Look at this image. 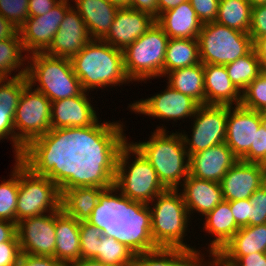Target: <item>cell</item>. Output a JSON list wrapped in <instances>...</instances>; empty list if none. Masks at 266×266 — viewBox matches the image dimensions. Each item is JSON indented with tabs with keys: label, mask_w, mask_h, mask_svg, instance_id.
<instances>
[{
	"label": "cell",
	"mask_w": 266,
	"mask_h": 266,
	"mask_svg": "<svg viewBox=\"0 0 266 266\" xmlns=\"http://www.w3.org/2000/svg\"><path fill=\"white\" fill-rule=\"evenodd\" d=\"M60 0H29V17L48 13Z\"/></svg>",
	"instance_id": "49"
},
{
	"label": "cell",
	"mask_w": 266,
	"mask_h": 266,
	"mask_svg": "<svg viewBox=\"0 0 266 266\" xmlns=\"http://www.w3.org/2000/svg\"><path fill=\"white\" fill-rule=\"evenodd\" d=\"M186 0H157L158 4V15L173 9L177 6H179L181 3L185 2Z\"/></svg>",
	"instance_id": "54"
},
{
	"label": "cell",
	"mask_w": 266,
	"mask_h": 266,
	"mask_svg": "<svg viewBox=\"0 0 266 266\" xmlns=\"http://www.w3.org/2000/svg\"><path fill=\"white\" fill-rule=\"evenodd\" d=\"M79 158L74 155L19 158L16 224L61 209L64 174Z\"/></svg>",
	"instance_id": "3"
},
{
	"label": "cell",
	"mask_w": 266,
	"mask_h": 266,
	"mask_svg": "<svg viewBox=\"0 0 266 266\" xmlns=\"http://www.w3.org/2000/svg\"><path fill=\"white\" fill-rule=\"evenodd\" d=\"M251 208V226L266 224V184L258 188L249 198Z\"/></svg>",
	"instance_id": "41"
},
{
	"label": "cell",
	"mask_w": 266,
	"mask_h": 266,
	"mask_svg": "<svg viewBox=\"0 0 266 266\" xmlns=\"http://www.w3.org/2000/svg\"><path fill=\"white\" fill-rule=\"evenodd\" d=\"M208 258V261H203L199 266H222L213 256ZM210 261V262H209Z\"/></svg>",
	"instance_id": "57"
},
{
	"label": "cell",
	"mask_w": 266,
	"mask_h": 266,
	"mask_svg": "<svg viewBox=\"0 0 266 266\" xmlns=\"http://www.w3.org/2000/svg\"><path fill=\"white\" fill-rule=\"evenodd\" d=\"M70 60L83 91L121 87L131 82L125 72L123 51L103 40L91 39Z\"/></svg>",
	"instance_id": "7"
},
{
	"label": "cell",
	"mask_w": 266,
	"mask_h": 266,
	"mask_svg": "<svg viewBox=\"0 0 266 266\" xmlns=\"http://www.w3.org/2000/svg\"><path fill=\"white\" fill-rule=\"evenodd\" d=\"M150 203L135 216L140 244L147 247L195 248L184 243L191 216L180 190L166 189Z\"/></svg>",
	"instance_id": "5"
},
{
	"label": "cell",
	"mask_w": 266,
	"mask_h": 266,
	"mask_svg": "<svg viewBox=\"0 0 266 266\" xmlns=\"http://www.w3.org/2000/svg\"><path fill=\"white\" fill-rule=\"evenodd\" d=\"M226 201L249 199L265 184L264 166L261 163L238 160L223 176L221 182Z\"/></svg>",
	"instance_id": "18"
},
{
	"label": "cell",
	"mask_w": 266,
	"mask_h": 266,
	"mask_svg": "<svg viewBox=\"0 0 266 266\" xmlns=\"http://www.w3.org/2000/svg\"><path fill=\"white\" fill-rule=\"evenodd\" d=\"M27 63L28 83L51 102L75 97L83 91L69 58L38 52L29 54Z\"/></svg>",
	"instance_id": "9"
},
{
	"label": "cell",
	"mask_w": 266,
	"mask_h": 266,
	"mask_svg": "<svg viewBox=\"0 0 266 266\" xmlns=\"http://www.w3.org/2000/svg\"><path fill=\"white\" fill-rule=\"evenodd\" d=\"M155 22L169 38L197 39L203 26L189 0L159 14Z\"/></svg>",
	"instance_id": "25"
},
{
	"label": "cell",
	"mask_w": 266,
	"mask_h": 266,
	"mask_svg": "<svg viewBox=\"0 0 266 266\" xmlns=\"http://www.w3.org/2000/svg\"><path fill=\"white\" fill-rule=\"evenodd\" d=\"M252 6L247 0H219L216 22L244 33L249 32Z\"/></svg>",
	"instance_id": "34"
},
{
	"label": "cell",
	"mask_w": 266,
	"mask_h": 266,
	"mask_svg": "<svg viewBox=\"0 0 266 266\" xmlns=\"http://www.w3.org/2000/svg\"><path fill=\"white\" fill-rule=\"evenodd\" d=\"M64 266H108V265L91 258H80L76 261L69 262Z\"/></svg>",
	"instance_id": "55"
},
{
	"label": "cell",
	"mask_w": 266,
	"mask_h": 266,
	"mask_svg": "<svg viewBox=\"0 0 266 266\" xmlns=\"http://www.w3.org/2000/svg\"><path fill=\"white\" fill-rule=\"evenodd\" d=\"M25 76L0 79V104L5 107H17L23 89L28 85Z\"/></svg>",
	"instance_id": "38"
},
{
	"label": "cell",
	"mask_w": 266,
	"mask_h": 266,
	"mask_svg": "<svg viewBox=\"0 0 266 266\" xmlns=\"http://www.w3.org/2000/svg\"><path fill=\"white\" fill-rule=\"evenodd\" d=\"M196 248H165L140 245L135 254L134 266H199L206 260Z\"/></svg>",
	"instance_id": "23"
},
{
	"label": "cell",
	"mask_w": 266,
	"mask_h": 266,
	"mask_svg": "<svg viewBox=\"0 0 266 266\" xmlns=\"http://www.w3.org/2000/svg\"><path fill=\"white\" fill-rule=\"evenodd\" d=\"M9 240H18L17 224L0 219V243Z\"/></svg>",
	"instance_id": "51"
},
{
	"label": "cell",
	"mask_w": 266,
	"mask_h": 266,
	"mask_svg": "<svg viewBox=\"0 0 266 266\" xmlns=\"http://www.w3.org/2000/svg\"><path fill=\"white\" fill-rule=\"evenodd\" d=\"M124 126L120 120L119 131L94 158L110 175L113 210L121 216H136L166 188L153 166L128 140Z\"/></svg>",
	"instance_id": "1"
},
{
	"label": "cell",
	"mask_w": 266,
	"mask_h": 266,
	"mask_svg": "<svg viewBox=\"0 0 266 266\" xmlns=\"http://www.w3.org/2000/svg\"><path fill=\"white\" fill-rule=\"evenodd\" d=\"M7 180L0 183V219L16 223V207L19 188V158Z\"/></svg>",
	"instance_id": "36"
},
{
	"label": "cell",
	"mask_w": 266,
	"mask_h": 266,
	"mask_svg": "<svg viewBox=\"0 0 266 266\" xmlns=\"http://www.w3.org/2000/svg\"><path fill=\"white\" fill-rule=\"evenodd\" d=\"M225 68L230 80L241 93L262 71L254 49L235 61L226 64Z\"/></svg>",
	"instance_id": "35"
},
{
	"label": "cell",
	"mask_w": 266,
	"mask_h": 266,
	"mask_svg": "<svg viewBox=\"0 0 266 266\" xmlns=\"http://www.w3.org/2000/svg\"><path fill=\"white\" fill-rule=\"evenodd\" d=\"M89 93L52 102L51 156L95 157L119 131V121H99Z\"/></svg>",
	"instance_id": "2"
},
{
	"label": "cell",
	"mask_w": 266,
	"mask_h": 266,
	"mask_svg": "<svg viewBox=\"0 0 266 266\" xmlns=\"http://www.w3.org/2000/svg\"><path fill=\"white\" fill-rule=\"evenodd\" d=\"M20 254L19 240L0 243V266H15Z\"/></svg>",
	"instance_id": "47"
},
{
	"label": "cell",
	"mask_w": 266,
	"mask_h": 266,
	"mask_svg": "<svg viewBox=\"0 0 266 266\" xmlns=\"http://www.w3.org/2000/svg\"><path fill=\"white\" fill-rule=\"evenodd\" d=\"M140 245L135 216H121L99 238L97 256L94 259L108 266H134L135 254Z\"/></svg>",
	"instance_id": "12"
},
{
	"label": "cell",
	"mask_w": 266,
	"mask_h": 266,
	"mask_svg": "<svg viewBox=\"0 0 266 266\" xmlns=\"http://www.w3.org/2000/svg\"><path fill=\"white\" fill-rule=\"evenodd\" d=\"M264 166V173H265V179H266V161L263 163Z\"/></svg>",
	"instance_id": "59"
},
{
	"label": "cell",
	"mask_w": 266,
	"mask_h": 266,
	"mask_svg": "<svg viewBox=\"0 0 266 266\" xmlns=\"http://www.w3.org/2000/svg\"><path fill=\"white\" fill-rule=\"evenodd\" d=\"M228 106L200 105L191 118L192 135L181 131L189 157L226 140ZM187 133V134H186ZM191 136V138H190Z\"/></svg>",
	"instance_id": "13"
},
{
	"label": "cell",
	"mask_w": 266,
	"mask_h": 266,
	"mask_svg": "<svg viewBox=\"0 0 266 266\" xmlns=\"http://www.w3.org/2000/svg\"><path fill=\"white\" fill-rule=\"evenodd\" d=\"M29 0H0V15L19 28L29 17Z\"/></svg>",
	"instance_id": "39"
},
{
	"label": "cell",
	"mask_w": 266,
	"mask_h": 266,
	"mask_svg": "<svg viewBox=\"0 0 266 266\" xmlns=\"http://www.w3.org/2000/svg\"><path fill=\"white\" fill-rule=\"evenodd\" d=\"M204 217L202 228L209 233L208 235L212 234L211 236L214 237L209 241L210 244L206 243L208 257H211L215 256L240 228L230 209V201L223 200Z\"/></svg>",
	"instance_id": "26"
},
{
	"label": "cell",
	"mask_w": 266,
	"mask_h": 266,
	"mask_svg": "<svg viewBox=\"0 0 266 266\" xmlns=\"http://www.w3.org/2000/svg\"><path fill=\"white\" fill-rule=\"evenodd\" d=\"M51 106L30 84L23 89L14 114V158L51 156Z\"/></svg>",
	"instance_id": "6"
},
{
	"label": "cell",
	"mask_w": 266,
	"mask_h": 266,
	"mask_svg": "<svg viewBox=\"0 0 266 266\" xmlns=\"http://www.w3.org/2000/svg\"><path fill=\"white\" fill-rule=\"evenodd\" d=\"M205 105H240L242 93L228 76L225 65L203 64Z\"/></svg>",
	"instance_id": "24"
},
{
	"label": "cell",
	"mask_w": 266,
	"mask_h": 266,
	"mask_svg": "<svg viewBox=\"0 0 266 266\" xmlns=\"http://www.w3.org/2000/svg\"><path fill=\"white\" fill-rule=\"evenodd\" d=\"M91 40L86 24L72 6L65 14L46 54L71 59Z\"/></svg>",
	"instance_id": "19"
},
{
	"label": "cell",
	"mask_w": 266,
	"mask_h": 266,
	"mask_svg": "<svg viewBox=\"0 0 266 266\" xmlns=\"http://www.w3.org/2000/svg\"><path fill=\"white\" fill-rule=\"evenodd\" d=\"M21 253L54 257L56 247L55 211L17 223Z\"/></svg>",
	"instance_id": "16"
},
{
	"label": "cell",
	"mask_w": 266,
	"mask_h": 266,
	"mask_svg": "<svg viewBox=\"0 0 266 266\" xmlns=\"http://www.w3.org/2000/svg\"><path fill=\"white\" fill-rule=\"evenodd\" d=\"M253 49L262 69L266 70V35L258 37L253 41Z\"/></svg>",
	"instance_id": "52"
},
{
	"label": "cell",
	"mask_w": 266,
	"mask_h": 266,
	"mask_svg": "<svg viewBox=\"0 0 266 266\" xmlns=\"http://www.w3.org/2000/svg\"><path fill=\"white\" fill-rule=\"evenodd\" d=\"M240 160L261 164L266 161V120L255 133L254 147H250V150Z\"/></svg>",
	"instance_id": "40"
},
{
	"label": "cell",
	"mask_w": 266,
	"mask_h": 266,
	"mask_svg": "<svg viewBox=\"0 0 266 266\" xmlns=\"http://www.w3.org/2000/svg\"><path fill=\"white\" fill-rule=\"evenodd\" d=\"M15 266H64L55 257L21 253Z\"/></svg>",
	"instance_id": "48"
},
{
	"label": "cell",
	"mask_w": 266,
	"mask_h": 266,
	"mask_svg": "<svg viewBox=\"0 0 266 266\" xmlns=\"http://www.w3.org/2000/svg\"><path fill=\"white\" fill-rule=\"evenodd\" d=\"M222 266H266V253L254 252L242 257H214Z\"/></svg>",
	"instance_id": "42"
},
{
	"label": "cell",
	"mask_w": 266,
	"mask_h": 266,
	"mask_svg": "<svg viewBox=\"0 0 266 266\" xmlns=\"http://www.w3.org/2000/svg\"><path fill=\"white\" fill-rule=\"evenodd\" d=\"M18 32V28L15 27L10 21L0 15V40L13 37Z\"/></svg>",
	"instance_id": "53"
},
{
	"label": "cell",
	"mask_w": 266,
	"mask_h": 266,
	"mask_svg": "<svg viewBox=\"0 0 266 266\" xmlns=\"http://www.w3.org/2000/svg\"><path fill=\"white\" fill-rule=\"evenodd\" d=\"M83 18L91 39L102 40L109 32L119 7L107 0H71Z\"/></svg>",
	"instance_id": "27"
},
{
	"label": "cell",
	"mask_w": 266,
	"mask_h": 266,
	"mask_svg": "<svg viewBox=\"0 0 266 266\" xmlns=\"http://www.w3.org/2000/svg\"><path fill=\"white\" fill-rule=\"evenodd\" d=\"M17 107H5L0 104V142L8 139L14 149V114ZM10 138V139H9Z\"/></svg>",
	"instance_id": "44"
},
{
	"label": "cell",
	"mask_w": 266,
	"mask_h": 266,
	"mask_svg": "<svg viewBox=\"0 0 266 266\" xmlns=\"http://www.w3.org/2000/svg\"><path fill=\"white\" fill-rule=\"evenodd\" d=\"M239 159L224 142L190 156L189 174L207 181L221 182Z\"/></svg>",
	"instance_id": "21"
},
{
	"label": "cell",
	"mask_w": 266,
	"mask_h": 266,
	"mask_svg": "<svg viewBox=\"0 0 266 266\" xmlns=\"http://www.w3.org/2000/svg\"><path fill=\"white\" fill-rule=\"evenodd\" d=\"M241 105L259 112L266 113V70L253 80L242 92Z\"/></svg>",
	"instance_id": "37"
},
{
	"label": "cell",
	"mask_w": 266,
	"mask_h": 266,
	"mask_svg": "<svg viewBox=\"0 0 266 266\" xmlns=\"http://www.w3.org/2000/svg\"><path fill=\"white\" fill-rule=\"evenodd\" d=\"M254 252L266 253V224L240 228L213 257H242Z\"/></svg>",
	"instance_id": "29"
},
{
	"label": "cell",
	"mask_w": 266,
	"mask_h": 266,
	"mask_svg": "<svg viewBox=\"0 0 266 266\" xmlns=\"http://www.w3.org/2000/svg\"><path fill=\"white\" fill-rule=\"evenodd\" d=\"M182 188V189H181ZM179 188L189 216L194 212L205 216L224 200L221 184L188 175Z\"/></svg>",
	"instance_id": "22"
},
{
	"label": "cell",
	"mask_w": 266,
	"mask_h": 266,
	"mask_svg": "<svg viewBox=\"0 0 266 266\" xmlns=\"http://www.w3.org/2000/svg\"><path fill=\"white\" fill-rule=\"evenodd\" d=\"M252 7L266 4V0H247Z\"/></svg>",
	"instance_id": "58"
},
{
	"label": "cell",
	"mask_w": 266,
	"mask_h": 266,
	"mask_svg": "<svg viewBox=\"0 0 266 266\" xmlns=\"http://www.w3.org/2000/svg\"><path fill=\"white\" fill-rule=\"evenodd\" d=\"M107 1L119 8L129 7L130 5V0H107Z\"/></svg>",
	"instance_id": "56"
},
{
	"label": "cell",
	"mask_w": 266,
	"mask_h": 266,
	"mask_svg": "<svg viewBox=\"0 0 266 266\" xmlns=\"http://www.w3.org/2000/svg\"><path fill=\"white\" fill-rule=\"evenodd\" d=\"M199 20L205 24L216 21L219 0H189Z\"/></svg>",
	"instance_id": "43"
},
{
	"label": "cell",
	"mask_w": 266,
	"mask_h": 266,
	"mask_svg": "<svg viewBox=\"0 0 266 266\" xmlns=\"http://www.w3.org/2000/svg\"><path fill=\"white\" fill-rule=\"evenodd\" d=\"M80 221L62 209L55 211L56 247L54 257L63 265L80 259Z\"/></svg>",
	"instance_id": "28"
},
{
	"label": "cell",
	"mask_w": 266,
	"mask_h": 266,
	"mask_svg": "<svg viewBox=\"0 0 266 266\" xmlns=\"http://www.w3.org/2000/svg\"><path fill=\"white\" fill-rule=\"evenodd\" d=\"M154 23L155 18L148 13L129 7L119 8L109 32L102 40L123 51Z\"/></svg>",
	"instance_id": "20"
},
{
	"label": "cell",
	"mask_w": 266,
	"mask_h": 266,
	"mask_svg": "<svg viewBox=\"0 0 266 266\" xmlns=\"http://www.w3.org/2000/svg\"><path fill=\"white\" fill-rule=\"evenodd\" d=\"M156 128L151 132L149 140L131 142V144L153 166L161 184L166 189H179L189 175L190 166V157L182 134L179 131L169 133L163 124Z\"/></svg>",
	"instance_id": "8"
},
{
	"label": "cell",
	"mask_w": 266,
	"mask_h": 266,
	"mask_svg": "<svg viewBox=\"0 0 266 266\" xmlns=\"http://www.w3.org/2000/svg\"><path fill=\"white\" fill-rule=\"evenodd\" d=\"M121 217L112 210L106 217L80 221V258L94 259L97 256L99 238Z\"/></svg>",
	"instance_id": "32"
},
{
	"label": "cell",
	"mask_w": 266,
	"mask_h": 266,
	"mask_svg": "<svg viewBox=\"0 0 266 266\" xmlns=\"http://www.w3.org/2000/svg\"><path fill=\"white\" fill-rule=\"evenodd\" d=\"M251 208L249 199L230 201V209L239 228L251 226Z\"/></svg>",
	"instance_id": "46"
},
{
	"label": "cell",
	"mask_w": 266,
	"mask_h": 266,
	"mask_svg": "<svg viewBox=\"0 0 266 266\" xmlns=\"http://www.w3.org/2000/svg\"><path fill=\"white\" fill-rule=\"evenodd\" d=\"M197 39L203 64L226 65L253 49V41L248 33L216 21L203 24Z\"/></svg>",
	"instance_id": "11"
},
{
	"label": "cell",
	"mask_w": 266,
	"mask_h": 266,
	"mask_svg": "<svg viewBox=\"0 0 266 266\" xmlns=\"http://www.w3.org/2000/svg\"><path fill=\"white\" fill-rule=\"evenodd\" d=\"M169 37L155 22L130 44L124 54V68L131 83L164 77V61Z\"/></svg>",
	"instance_id": "10"
},
{
	"label": "cell",
	"mask_w": 266,
	"mask_h": 266,
	"mask_svg": "<svg viewBox=\"0 0 266 266\" xmlns=\"http://www.w3.org/2000/svg\"><path fill=\"white\" fill-rule=\"evenodd\" d=\"M161 93L146 99H140L128 104L129 110L135 114H143L161 120H177L192 118L200 104L188 95H185L169 85Z\"/></svg>",
	"instance_id": "14"
},
{
	"label": "cell",
	"mask_w": 266,
	"mask_h": 266,
	"mask_svg": "<svg viewBox=\"0 0 266 266\" xmlns=\"http://www.w3.org/2000/svg\"><path fill=\"white\" fill-rule=\"evenodd\" d=\"M61 209L78 221L97 220L113 210L110 175L94 157L79 158L65 172Z\"/></svg>",
	"instance_id": "4"
},
{
	"label": "cell",
	"mask_w": 266,
	"mask_h": 266,
	"mask_svg": "<svg viewBox=\"0 0 266 266\" xmlns=\"http://www.w3.org/2000/svg\"><path fill=\"white\" fill-rule=\"evenodd\" d=\"M166 83L173 89L190 96L200 105H205L203 63L179 68L165 75Z\"/></svg>",
	"instance_id": "30"
},
{
	"label": "cell",
	"mask_w": 266,
	"mask_h": 266,
	"mask_svg": "<svg viewBox=\"0 0 266 266\" xmlns=\"http://www.w3.org/2000/svg\"><path fill=\"white\" fill-rule=\"evenodd\" d=\"M129 8L148 13L155 19L158 17L157 0H130Z\"/></svg>",
	"instance_id": "50"
},
{
	"label": "cell",
	"mask_w": 266,
	"mask_h": 266,
	"mask_svg": "<svg viewBox=\"0 0 266 266\" xmlns=\"http://www.w3.org/2000/svg\"><path fill=\"white\" fill-rule=\"evenodd\" d=\"M248 34L252 41L266 35V4L252 7Z\"/></svg>",
	"instance_id": "45"
},
{
	"label": "cell",
	"mask_w": 266,
	"mask_h": 266,
	"mask_svg": "<svg viewBox=\"0 0 266 266\" xmlns=\"http://www.w3.org/2000/svg\"><path fill=\"white\" fill-rule=\"evenodd\" d=\"M201 63L198 39L169 38L164 61V76L176 69Z\"/></svg>",
	"instance_id": "31"
},
{
	"label": "cell",
	"mask_w": 266,
	"mask_h": 266,
	"mask_svg": "<svg viewBox=\"0 0 266 266\" xmlns=\"http://www.w3.org/2000/svg\"><path fill=\"white\" fill-rule=\"evenodd\" d=\"M71 5L69 0H60L48 13L26 19L18 28L25 53L45 52L49 48Z\"/></svg>",
	"instance_id": "15"
},
{
	"label": "cell",
	"mask_w": 266,
	"mask_h": 266,
	"mask_svg": "<svg viewBox=\"0 0 266 266\" xmlns=\"http://www.w3.org/2000/svg\"><path fill=\"white\" fill-rule=\"evenodd\" d=\"M24 51L19 32L11 38L0 40V79L26 75L28 54H25ZM13 71L15 74H12ZM11 75L13 76L11 77Z\"/></svg>",
	"instance_id": "33"
},
{
	"label": "cell",
	"mask_w": 266,
	"mask_h": 266,
	"mask_svg": "<svg viewBox=\"0 0 266 266\" xmlns=\"http://www.w3.org/2000/svg\"><path fill=\"white\" fill-rule=\"evenodd\" d=\"M265 120L266 113L241 104L228 106L225 143L238 159H241L250 147H254L255 133Z\"/></svg>",
	"instance_id": "17"
}]
</instances>
